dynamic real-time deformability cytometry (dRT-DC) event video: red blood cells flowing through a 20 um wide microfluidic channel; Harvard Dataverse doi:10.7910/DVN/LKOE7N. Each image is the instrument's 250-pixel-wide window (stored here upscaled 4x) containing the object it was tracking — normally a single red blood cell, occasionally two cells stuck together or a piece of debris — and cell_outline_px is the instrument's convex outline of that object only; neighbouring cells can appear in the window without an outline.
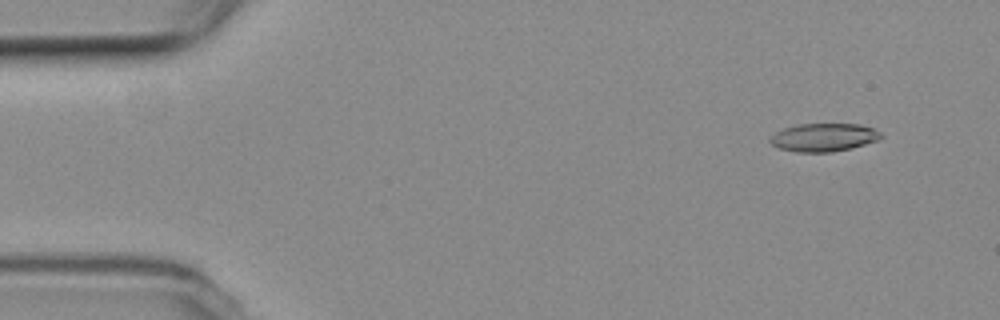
{"species": "common noctule bat (a hibernating species)", "species_latin": "Nyctalus noctula", "temperature_condition": "room temperature", "stored_images_in_passage": 7, "camera_frame_rate_fps": 3000, "um_per_image_px": 0.085, "animal": {"sex": "female", "body_mass_g": 19.3, "forearm_length_mm": 54.1}, "frame": {"image": 1, "passage_image": 5, "time_ms": 1.333, "image_size_px": [1000, 320], "cell_outline_px": [[884, 136], [880, 140], [852, 148], [832, 152], [796, 152], [780, 148], [772, 144], [768, 140], [776, 132], [784, 128], [796, 124], [860, 124], [872, 128], [880, 132]], "centroid_in_image_um": [70.05, 11.68], "position_along_channel_um": 14.9, "area_um2": 18.26}}